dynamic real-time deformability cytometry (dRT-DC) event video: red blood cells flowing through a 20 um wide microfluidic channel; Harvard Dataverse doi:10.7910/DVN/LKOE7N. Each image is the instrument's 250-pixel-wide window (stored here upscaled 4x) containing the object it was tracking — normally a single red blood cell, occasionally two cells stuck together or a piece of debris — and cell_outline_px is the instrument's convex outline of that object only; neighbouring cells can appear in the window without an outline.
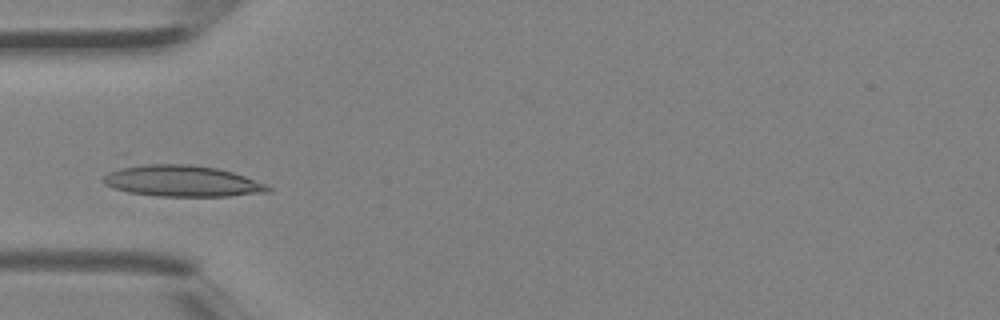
{"species": "Egyptian fruit bat (a non-hibernating species)", "species_latin": "Rousettus aegyptiacus", "temperature_condition": "room temperature", "stored_images_in_passage": 3, "camera_frame_rate_fps": 3000, "um_per_image_px": 0.085, "animal": {"sex": "female"}, "frame": {"image": 1, "passage_image": 3, "time_ms": 0.667, "image_size_px": [1000, 320], "cell_outline_px": [[272, 192], [228, 196], [156, 196], [128, 192], [112, 188], [104, 184], [100, 180], [108, 172], [120, 168], [148, 164], [188, 164], [216, 168], [232, 172], [244, 176], [264, 184], [272, 188]], "centroid_in_image_um": [15.45, 15.4], "position_along_channel_um": 69.5, "area_um2": 29.88}}